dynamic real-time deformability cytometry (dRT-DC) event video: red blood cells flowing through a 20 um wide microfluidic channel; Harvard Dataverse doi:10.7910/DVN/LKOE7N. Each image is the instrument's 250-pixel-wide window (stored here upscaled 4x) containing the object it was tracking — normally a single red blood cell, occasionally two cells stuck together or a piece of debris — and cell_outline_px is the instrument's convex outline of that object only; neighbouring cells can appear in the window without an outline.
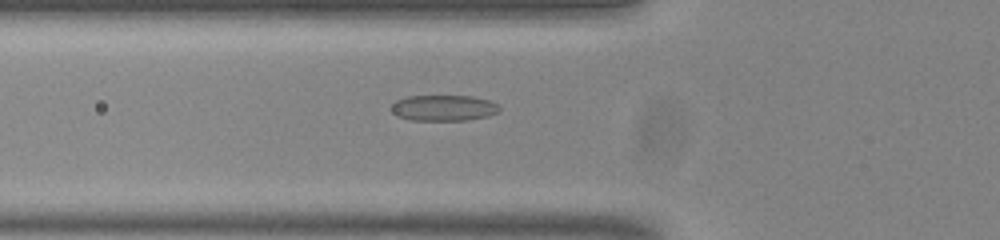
{"species": "common noctule bat (a hibernating species)", "species_latin": "Nyctalus noctula", "temperature_condition": "room temperature", "stored_images_in_passage": 40, "camera_frame_rate_fps": 3000, "um_per_image_px": 0.085, "animal": {"sex": "male", "body_mass_g": 20.0, "forearm_length_mm": 53.3}, "frame": {"image": 1, "passage_image": 5, "time_ms": 1.333, "image_size_px": [1000, 240], "cell_outline_px": [[500, 108], [496, 112], [488, 116], [464, 120], [412, 120], [400, 116], [392, 112], [392, 104], [396, 100], [404, 96], [472, 96], [488, 100], [496, 104]], "centroid_in_image_um": [37.68, 9.16], "position_along_channel_um": 88.1, "area_um2": 16.07}}
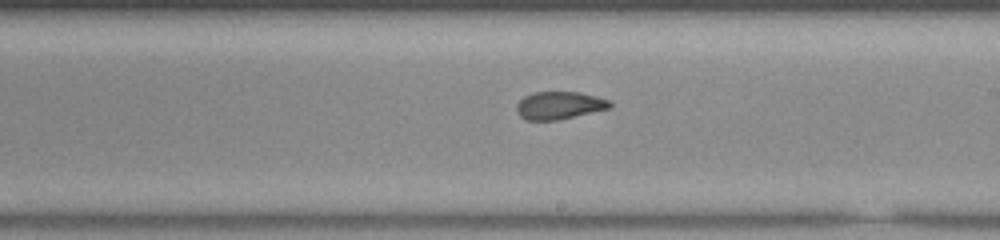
{"frame": {"image": 2, "passage_image": 17, "time_ms": 5.333, "image_size_px": [1000, 240], "cell_outline_px": [[612, 104], [608, 108], [556, 120], [528, 120], [520, 116], [516, 112], [516, 104], [524, 96], [532, 92], [580, 92], [596, 96], [608, 100]], "centroid_in_image_um": [47.48, 8.94], "position_along_channel_um": 241.5, "area_um2": 14.85}}
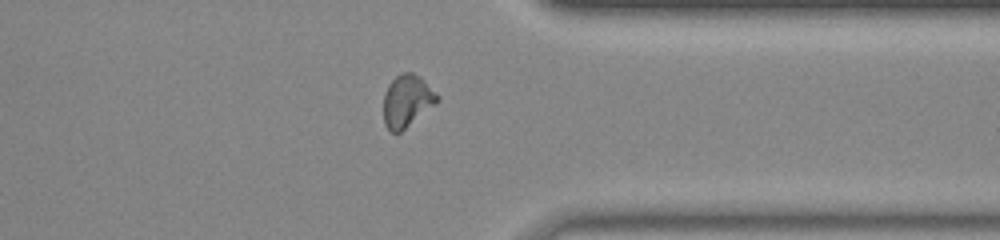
{"frame": {"image": 3, "passage_image": 28, "time_ms": 9.0, "image_size_px": [1000, 240], "cell_outline_px": [[440, 100], [436, 104], [400, 132], [392, 132], [384, 124], [384, 92], [388, 84], [400, 72], [412, 72], [420, 76], [440, 96]], "centroid_in_image_um": [34.61, 8.55], "position_along_channel_um": 376.8, "area_um2": 16.42}}